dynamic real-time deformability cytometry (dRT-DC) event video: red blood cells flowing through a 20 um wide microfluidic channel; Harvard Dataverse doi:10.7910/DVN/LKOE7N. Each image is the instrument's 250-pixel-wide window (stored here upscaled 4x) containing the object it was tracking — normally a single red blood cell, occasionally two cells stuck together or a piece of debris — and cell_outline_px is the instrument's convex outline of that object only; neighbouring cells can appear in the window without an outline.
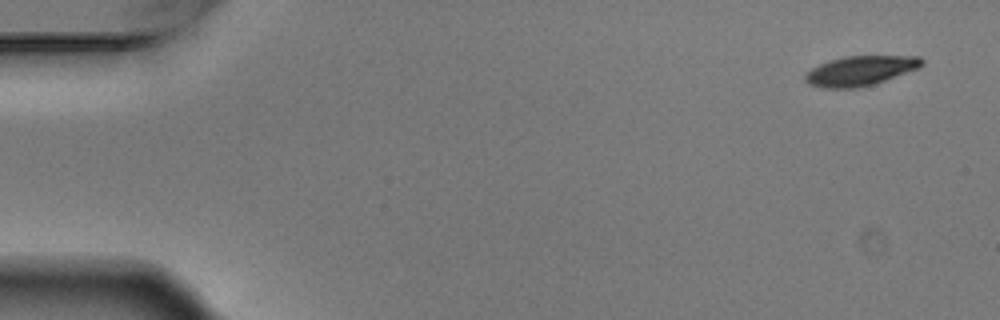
{"species": "Egyptian fruit bat (a non-hibernating species)", "species_latin": "Rousettus aegyptiacus", "temperature_condition": "warm", "stored_images_in_passage": 4, "camera_frame_rate_fps": 3000, "um_per_image_px": 0.085, "animal": {"sex": "male"}, "frame": {"image": 1, "passage_image": 1, "time_ms": 0.0, "image_size_px": [1000, 320], "cell_outline_px": [[924, 64], [920, 68], [872, 84], [856, 88], [820, 88], [808, 84], [804, 80], [804, 76], [812, 68], [820, 64], [844, 56], [920, 56], [924, 60]], "centroid_in_image_um": [73.13, 6.01], "position_along_channel_um": 11.9, "area_um2": 20.11}}